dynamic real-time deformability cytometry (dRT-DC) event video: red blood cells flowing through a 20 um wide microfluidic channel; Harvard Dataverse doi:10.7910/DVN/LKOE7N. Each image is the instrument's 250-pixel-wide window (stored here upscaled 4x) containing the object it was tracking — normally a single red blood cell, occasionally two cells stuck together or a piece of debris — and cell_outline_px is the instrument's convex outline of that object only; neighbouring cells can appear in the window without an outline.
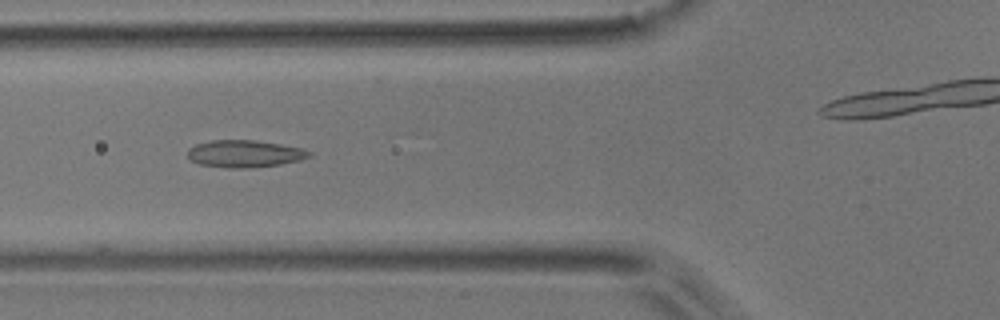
{"species": "common noctule bat (a hibernating species)", "species_latin": "Nyctalus noctula", "temperature_condition": "room temperature", "stored_images_in_passage": 13, "camera_frame_rate_fps": 3000, "um_per_image_px": 0.085, "animal": {"sex": "male", "body_mass_g": 17.9}, "frame": {"image": 1, "passage_image": 9, "time_ms": 2.667, "image_size_px": [1000, 320], "cell_outline_px": [[312, 156], [300, 160], [280, 164], [244, 168], [232, 168], [200, 164], [192, 160], [188, 156], [188, 148], [196, 144], [212, 140], [256, 140], [280, 144], [300, 148], [312, 152]], "centroid_in_image_um": [20.8, 13.06], "position_along_channel_um": 105.0, "area_um2": 19.07}}
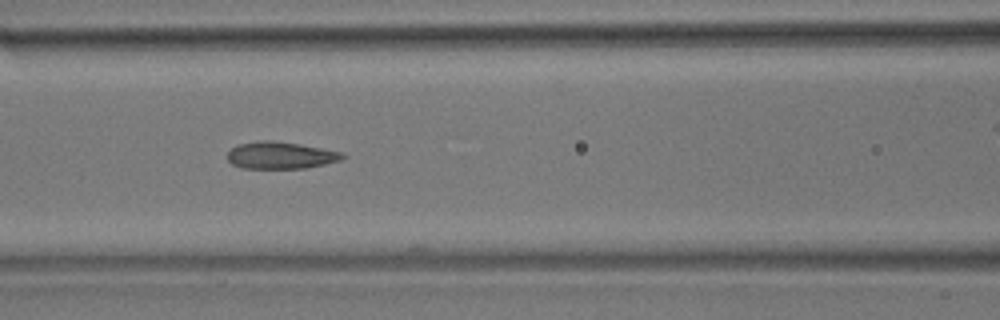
{"frame": {"image": 2, "passage_image": 12, "time_ms": 3.667, "image_size_px": [1000, 320], "cell_outline_px": [[348, 156], [340, 160], [324, 164], [304, 168], [240, 168], [232, 164], [228, 160], [228, 152], [236, 144], [260, 140], [272, 140], [344, 152]], "centroid_in_image_um": [23.83, 13.2], "position_along_channel_um": 142.8, "area_um2": 18.09}}